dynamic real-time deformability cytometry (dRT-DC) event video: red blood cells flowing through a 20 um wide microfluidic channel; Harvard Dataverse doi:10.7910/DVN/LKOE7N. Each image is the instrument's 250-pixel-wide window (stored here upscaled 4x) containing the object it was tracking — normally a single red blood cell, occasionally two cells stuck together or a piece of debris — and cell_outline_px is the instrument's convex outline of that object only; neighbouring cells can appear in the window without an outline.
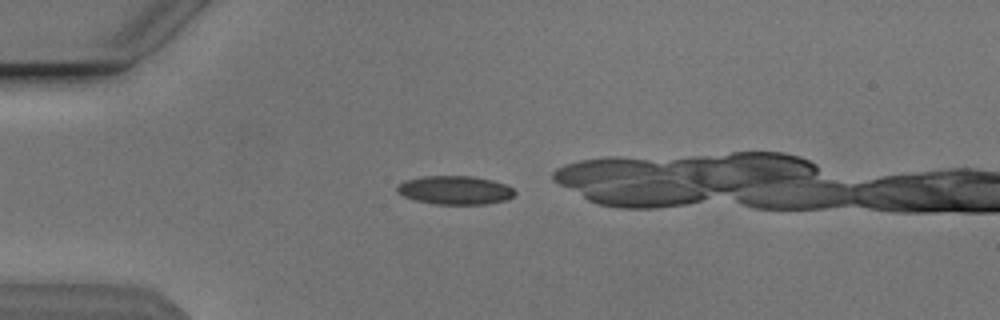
{"species": "Egyptian fruit bat (a non-hibernating species)", "species_latin": "Rousettus aegyptiacus", "temperature_condition": "cold", "stored_images_in_passage": 20, "camera_frame_rate_fps": 3000, "um_per_image_px": 0.085, "animal": {"sex": "male"}, "frame": {"image": 1, "passage_image": 4, "time_ms": 1.0, "image_size_px": [1000, 320], "cell_outline_px": [[516, 192], [508, 200], [484, 204], [436, 204], [416, 200], [404, 196], [396, 192], [396, 184], [404, 180], [424, 176], [472, 176], [492, 180], [504, 184], [512, 188]], "centroid_in_image_um": [38.64, 16.16], "position_along_channel_um": 46.4, "area_um2": 19.65}}
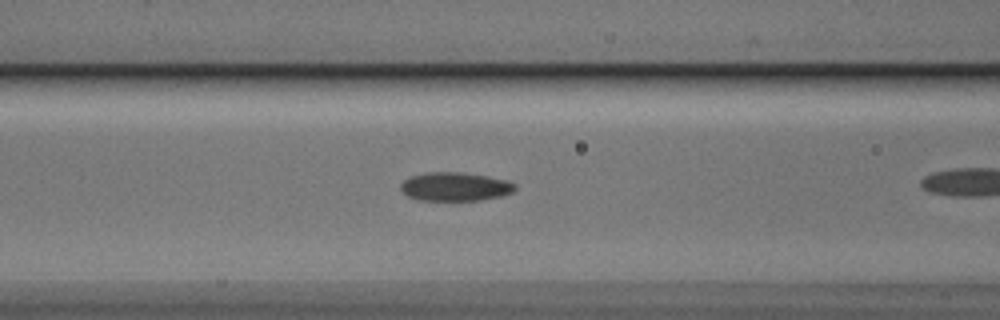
{"frame": {"image": 2, "passage_image": 12, "time_ms": 3.667, "image_size_px": [1000, 320], "cell_outline_px": [[516, 188], [512, 192], [500, 196], [480, 200], [420, 200], [408, 196], [400, 188], [400, 184], [404, 180], [412, 176], [428, 172], [456, 172], [488, 176], [504, 180], [516, 184]], "centroid_in_image_um": [38.67, 15.86], "position_along_channel_um": 127.9, "area_um2": 18.84}}
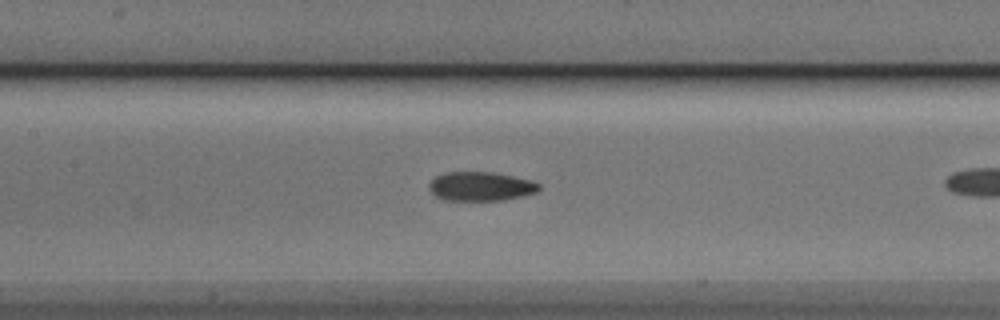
{"frame": {"image": 3, "passage_image": 15, "time_ms": 4.667, "image_size_px": [1000, 320], "cell_outline_px": [[540, 188], [536, 192], [524, 196], [500, 200], [444, 200], [436, 196], [428, 188], [428, 184], [436, 176], [444, 172], [492, 172], [536, 180], [540, 184]], "centroid_in_image_um": [40.89, 15.83], "position_along_channel_um": 166.5, "area_um2": 18.79}}